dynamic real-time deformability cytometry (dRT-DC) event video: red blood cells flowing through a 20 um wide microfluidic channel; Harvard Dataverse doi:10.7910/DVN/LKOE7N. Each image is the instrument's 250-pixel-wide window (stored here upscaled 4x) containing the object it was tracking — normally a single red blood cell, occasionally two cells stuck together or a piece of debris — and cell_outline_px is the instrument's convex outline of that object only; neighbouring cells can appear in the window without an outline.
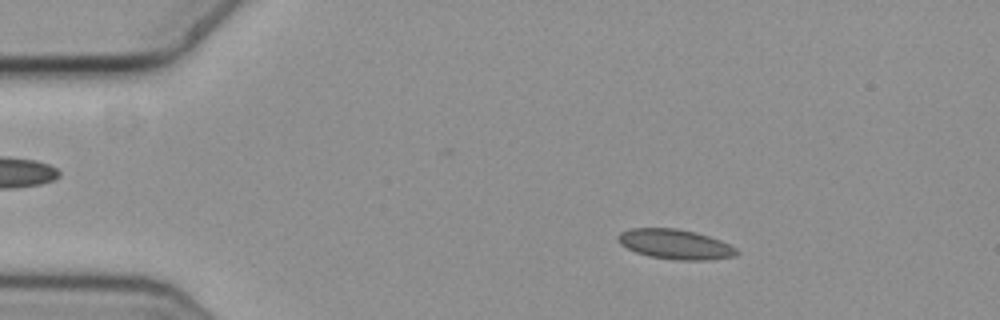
{"species": "common noctule bat (a hibernating species)", "species_latin": "Nyctalus noctula", "temperature_condition": "cold", "stored_images_in_passage": 56, "camera_frame_rate_fps": 3000, "um_per_image_px": 0.085, "animal": {"sex": "female", "body_mass_g": 19.3, "forearm_length_mm": 54.1}, "frame": {"image": 1, "passage_image": 9, "time_ms": 2.667, "image_size_px": [1000, 320], "cell_outline_px": [[740, 252], [736, 256], [712, 260], [676, 260], [648, 256], [636, 252], [620, 244], [616, 240], [616, 236], [620, 232], [632, 228], [676, 228], [696, 232], [720, 240], [736, 248]], "centroid_in_image_um": [57.39, 20.76], "position_along_channel_um": 27.6, "area_um2": 20.81}}
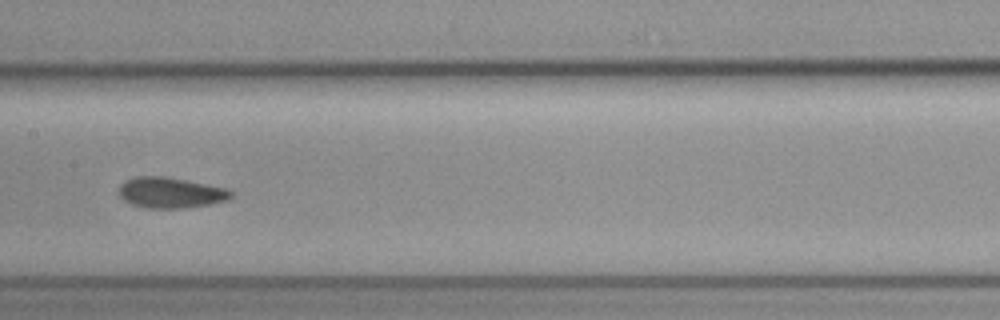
{"frame": {"image": 2, "passage_image": 28, "time_ms": 9.0, "image_size_px": [1000, 320], "cell_outline_px": [[232, 196], [228, 200], [188, 208], [144, 208], [132, 204], [124, 200], [120, 196], [120, 184], [124, 180], [136, 176], [164, 176], [228, 188], [232, 192]], "centroid_in_image_um": [14.49, 16.37], "position_along_channel_um": 192.9, "area_um2": 20.11}}
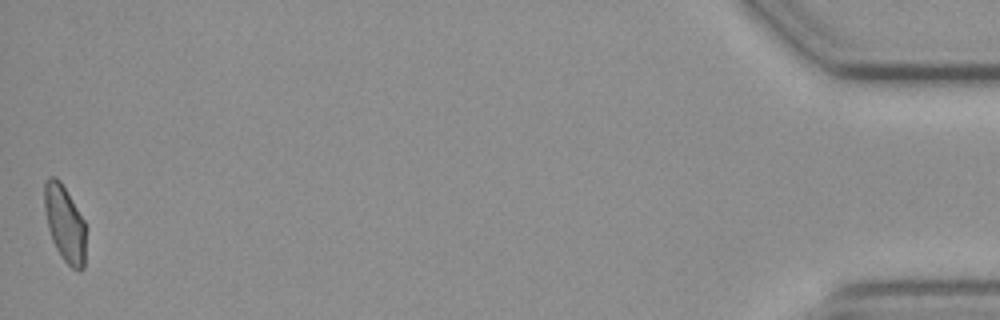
{"frame": {"image": 3, "passage_image": 56, "time_ms": 18.333, "image_size_px": [1000, 320], "cell_outline_px": [[84, 268], [80, 272], [72, 268], [64, 260], [56, 248], [52, 240], [48, 228], [44, 208], [44, 184], [48, 176], [56, 176], [60, 180], [84, 220]], "centroid_in_image_um": [5.48, 18.98], "position_along_channel_um": 429.7, "area_um2": 18.26}, "authors_computed_cell_mechanics": {"area_um2": 19.7676, "velocity_mm_per_s": 3.6328, "shape_relaxation_time_tau1_ms": 10.7324, "shape_relaxation_time_tau2_ms": 3.333, "deformation_change_tau1": 0.1286, "deformation_change_tau2": 0.0549}}